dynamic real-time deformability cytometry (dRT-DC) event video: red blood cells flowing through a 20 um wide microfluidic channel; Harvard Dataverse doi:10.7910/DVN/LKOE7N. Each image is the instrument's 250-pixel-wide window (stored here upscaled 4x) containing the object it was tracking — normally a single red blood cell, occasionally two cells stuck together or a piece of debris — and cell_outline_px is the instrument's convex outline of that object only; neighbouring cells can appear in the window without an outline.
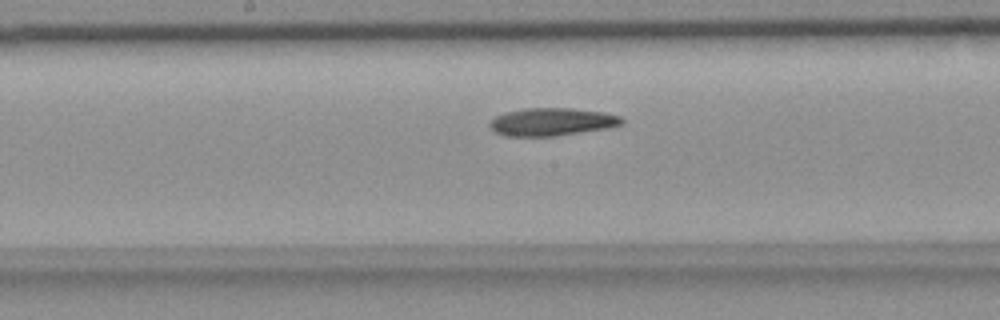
{"species": "common noctule bat (a hibernating species)", "species_latin": "Nyctalus noctula", "temperature_condition": "room temperature", "stored_images_in_passage": 18, "camera_frame_rate_fps": 3000, "um_per_image_px": 0.085, "animal": {"sex": "female", "body_mass_g": 18.4}, "frame": {"image": 1, "passage_image": 16, "time_ms": 5.0, "image_size_px": [1000, 320], "cell_outline_px": [[624, 124], [608, 128], [556, 136], [504, 136], [496, 132], [488, 124], [496, 116], [504, 112], [524, 108], [572, 108], [600, 112], [620, 116], [624, 120]], "centroid_in_image_um": [46.91, 10.36], "position_along_channel_um": 201.3, "area_um2": 21.39}}